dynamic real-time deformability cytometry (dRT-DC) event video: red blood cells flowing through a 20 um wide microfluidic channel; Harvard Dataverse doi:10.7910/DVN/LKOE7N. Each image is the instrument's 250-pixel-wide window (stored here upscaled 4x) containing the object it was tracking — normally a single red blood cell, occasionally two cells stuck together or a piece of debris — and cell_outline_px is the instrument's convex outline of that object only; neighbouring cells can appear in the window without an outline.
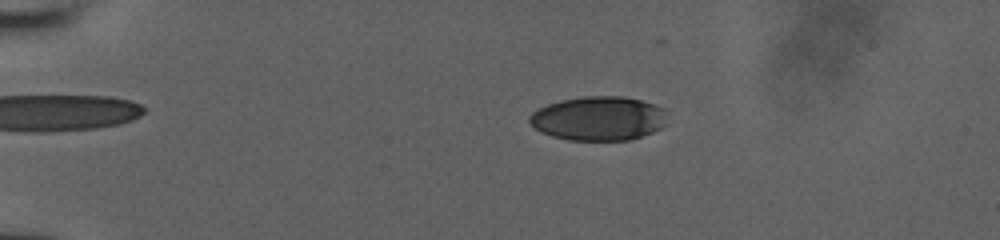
{"species": "human", "species_latin": "Homo sapiens", "temperature_condition": "room temperature", "stored_images_in_passage": 56, "camera_frame_rate_fps": 3000, "um_per_image_px": 0.085, "donor": {"sex": "male"}, "frame": {"image": 1, "passage_image": 15, "time_ms": 4.667, "image_size_px": [1000, 240], "cell_outline_px": [[648, 104], [644, 132], [636, 136], [620, 140], [580, 140], [560, 136], [548, 132], [532, 124], [532, 116], [536, 112], [552, 104], [568, 100], [636, 100]], "centroid_in_image_um": [50.44, 10.14], "position_along_channel_um": 34.6, "area_um2": 28.38}}
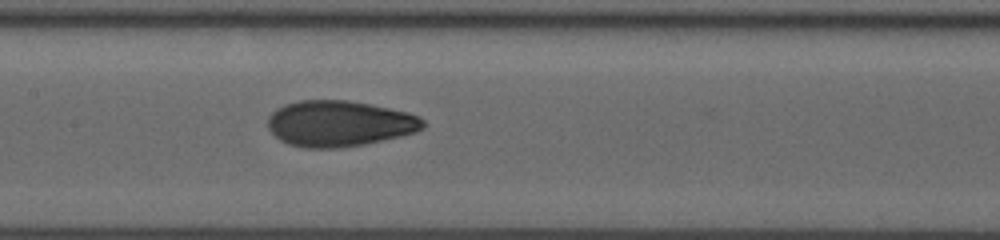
{"frame": {"image": 2, "passage_image": 31, "time_ms": 10.0, "image_size_px": [1000, 240], "cell_outline_px": [[420, 124], [416, 128], [408, 132], [372, 140], [348, 144], [300, 144], [288, 140], [280, 136], [276, 132], [272, 124], [272, 120], [276, 112], [292, 104], [356, 104], [400, 112], [412, 116], [420, 120]], "centroid_in_image_um": [28.87, 10.5], "position_along_channel_um": 178.5, "area_um2": 33.99}}
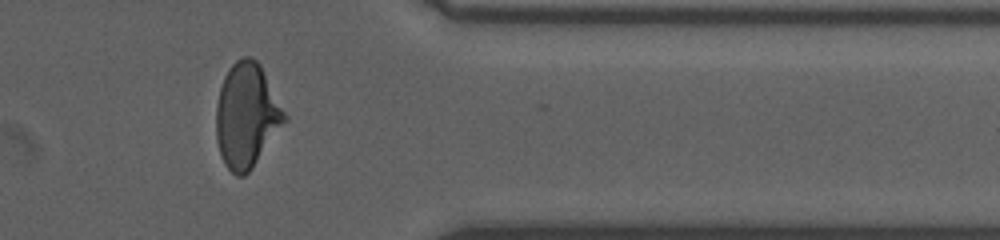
{"frame": {"image": 3, "passage_image": 47, "time_ms": 15.333, "image_size_px": [1000, 240], "cell_outline_px": [[280, 120], [252, 164], [244, 172], [236, 172], [224, 160], [220, 148], [220, 92], [224, 80], [228, 72], [240, 60], [252, 60], [260, 68], [280, 112]], "centroid_in_image_um": [20.89, 9.77], "position_along_channel_um": 390.5, "area_um2": 34.91}}